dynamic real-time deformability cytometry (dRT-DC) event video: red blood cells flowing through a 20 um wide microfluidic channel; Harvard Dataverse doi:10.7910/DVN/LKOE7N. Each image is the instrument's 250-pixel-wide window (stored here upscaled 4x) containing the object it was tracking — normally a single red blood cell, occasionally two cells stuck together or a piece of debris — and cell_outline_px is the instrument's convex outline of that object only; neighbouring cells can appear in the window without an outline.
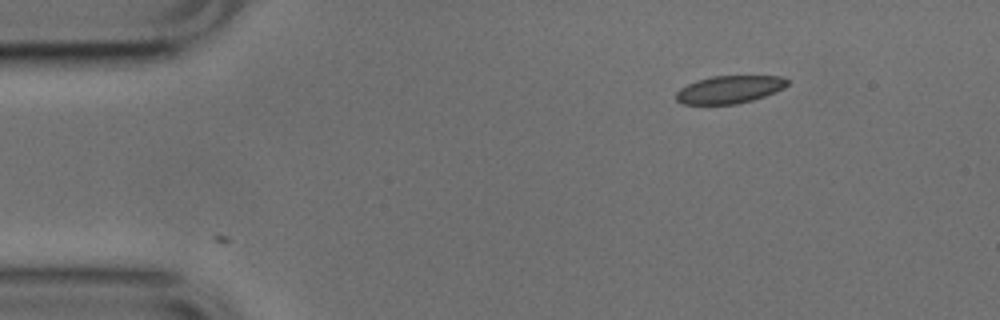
{"species": "common noctule bat (a hibernating species)", "species_latin": "Nyctalus noctula", "temperature_condition": "cold", "stored_images_in_passage": 3, "camera_frame_rate_fps": 3000, "um_per_image_px": 0.085, "animal": {"sex": "male", "body_mass_g": 17.9, "forearm_length_mm": 54.2}, "frame": {"image": 1, "passage_image": 3, "time_ms": 0.667, "image_size_px": [1000, 320], "cell_outline_px": [[788, 84], [784, 88], [776, 92], [752, 100], [736, 104], [680, 104], [676, 100], [676, 92], [680, 88], [696, 80], [712, 76], [784, 76], [788, 80]], "centroid_in_image_um": [62.0, 7.6], "position_along_channel_um": 23.0, "area_um2": 18.03}}